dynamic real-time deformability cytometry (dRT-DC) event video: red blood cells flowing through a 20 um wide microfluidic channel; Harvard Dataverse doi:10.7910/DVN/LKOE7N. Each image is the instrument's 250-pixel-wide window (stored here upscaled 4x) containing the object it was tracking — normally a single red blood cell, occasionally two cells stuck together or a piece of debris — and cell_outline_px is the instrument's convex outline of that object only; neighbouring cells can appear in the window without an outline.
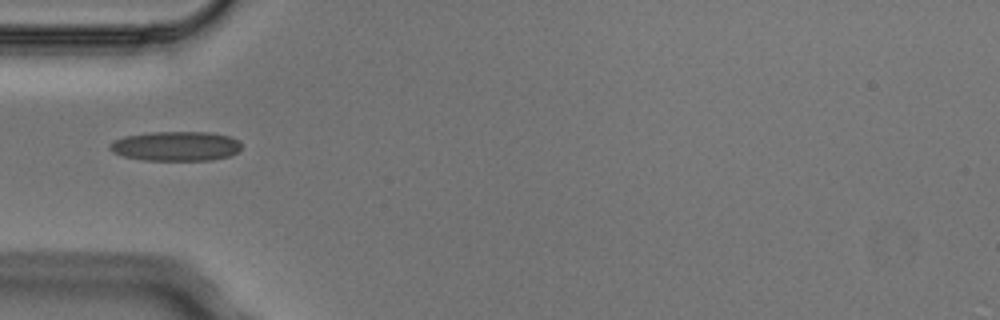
{"species": "Egyptian fruit bat (a non-hibernating species)", "species_latin": "Rousettus aegyptiacus", "temperature_condition": "cold", "stored_images_in_passage": 1, "camera_frame_rate_fps": 3000, "um_per_image_px": 0.085, "animal": {"sex": "male"}, "frame": {"image": 1, "passage_image": 1, "time_ms": 0.0, "image_size_px": [1000, 320], "cell_outline_px": [[240, 148], [236, 152], [228, 156], [212, 160], [144, 160], [124, 156], [112, 152], [108, 148], [108, 144], [124, 136], [152, 132], [208, 132], [232, 136], [240, 140]], "centroid_in_image_um": [14.95, 12.41], "position_along_channel_um": 70.0, "area_um2": 22.72}}